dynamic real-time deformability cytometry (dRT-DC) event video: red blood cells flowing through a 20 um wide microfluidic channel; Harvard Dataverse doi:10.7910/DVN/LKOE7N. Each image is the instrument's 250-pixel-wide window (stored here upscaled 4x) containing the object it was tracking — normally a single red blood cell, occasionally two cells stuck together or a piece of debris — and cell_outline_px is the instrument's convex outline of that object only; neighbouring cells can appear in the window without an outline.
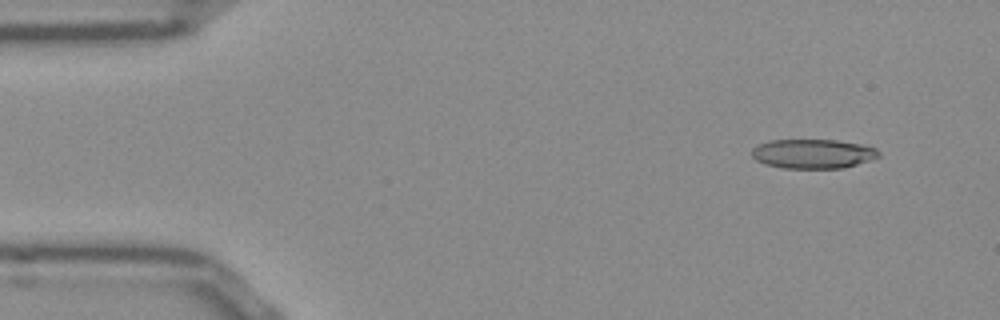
{"species": "Egyptian fruit bat (a non-hibernating species)", "species_latin": "Rousettus aegyptiacus", "temperature_condition": "room temperature", "stored_images_in_passage": 51, "camera_frame_rate_fps": 3000, "um_per_image_px": 0.085, "frame": {"image": 1, "passage_image": 4, "time_ms": 1.0, "image_size_px": [1000, 320], "cell_outline_px": [[880, 156], [844, 168], [784, 168], [764, 164], [756, 160], [752, 156], [752, 148], [756, 144], [768, 140], [836, 140], [860, 144], [876, 148], [880, 152]], "centroid_in_image_um": [69.06, 13.06], "position_along_channel_um": 15.9, "area_um2": 21.73}}
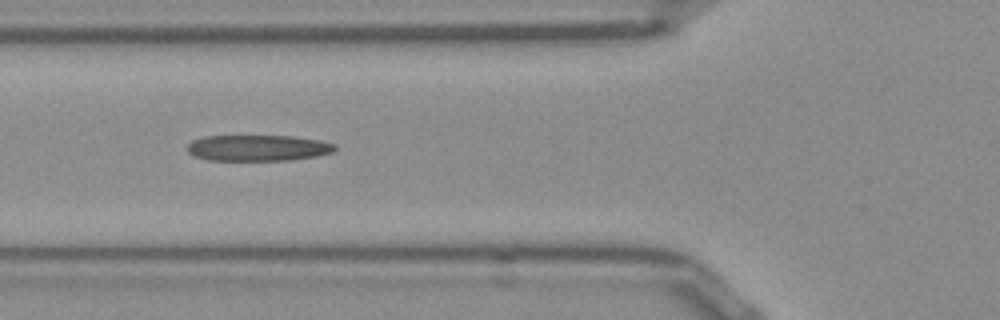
{"frame": {"image": 2, "passage_image": 18, "time_ms": 5.667, "image_size_px": [1000, 320], "cell_outline_px": [[336, 148], [332, 152], [316, 156], [292, 160], [208, 160], [196, 156], [188, 152], [188, 144], [192, 140], [204, 136], [292, 136], [320, 140], [336, 144]], "centroid_in_image_um": [21.94, 12.57], "position_along_channel_um": 103.9, "area_um2": 22.37}}
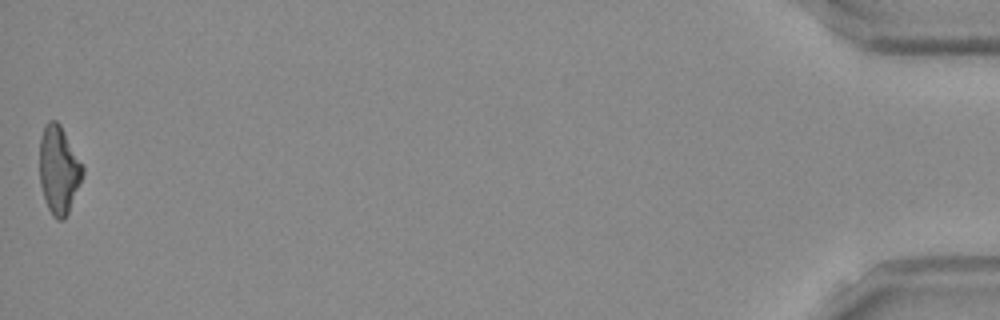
{"frame": {"image": 3, "passage_image": 51, "time_ms": 16.667, "image_size_px": [1000, 320], "cell_outline_px": [[84, 172], [68, 212], [64, 220], [56, 220], [52, 216], [48, 208], [40, 184], [40, 136], [44, 124], [48, 120], [56, 120], [60, 124], [84, 168]], "centroid_in_image_um": [4.97, 14.42], "position_along_channel_um": 430.2, "area_um2": 21.85}, "authors_computed_cell_mechanics": {"area_um2": 22.3686, "velocity_mm_per_s": 3.8959, "shape_relaxation_time_tau1_ms": null, "shape_relaxation_time_tau2_ms": 2.4834, "deformation_change_tau1": null, "deformation_change_tau2": 0.151}}